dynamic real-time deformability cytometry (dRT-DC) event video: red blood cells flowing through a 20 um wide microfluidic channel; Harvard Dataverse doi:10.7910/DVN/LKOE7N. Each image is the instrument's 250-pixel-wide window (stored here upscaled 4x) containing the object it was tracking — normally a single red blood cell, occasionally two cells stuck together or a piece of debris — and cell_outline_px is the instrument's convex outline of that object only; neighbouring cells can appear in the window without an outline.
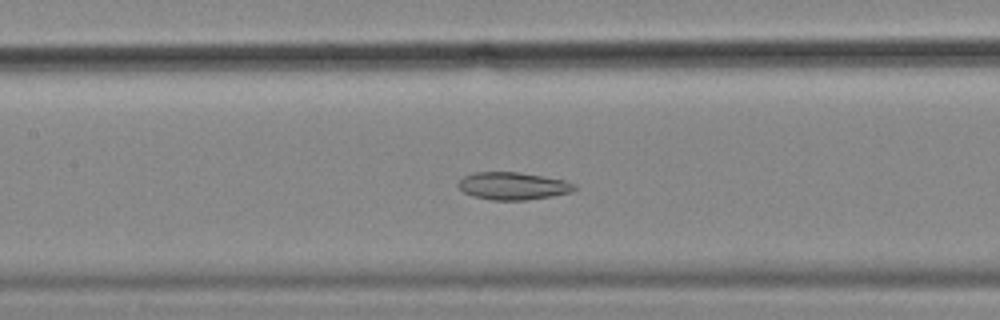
{"species": "common noctule bat (a hibernating species)", "species_latin": "Nyctalus noctula", "temperature_condition": "cold", "stored_images_in_passage": 58, "camera_frame_rate_fps": 3000, "um_per_image_px": 0.085, "animal": {"sex": "female", "body_mass_g": 18.4}, "frame": {"image": 1, "passage_image": 26, "time_ms": 8.333, "image_size_px": [1000, 320], "cell_outline_px": [[576, 188], [572, 192], [552, 196], [528, 200], [492, 200], [472, 196], [464, 192], [456, 184], [464, 176], [476, 172], [516, 172], [564, 180], [576, 184]], "centroid_in_image_um": [43.6, 15.81], "position_along_channel_um": 163.8, "area_um2": 18.55}}
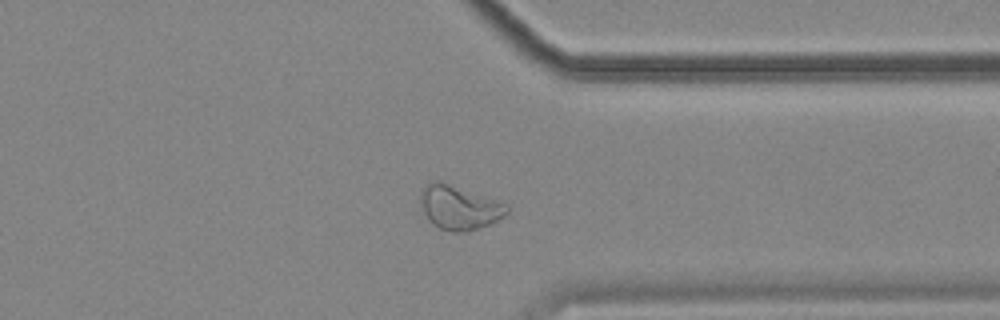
{"frame": {"image": 2, "passage_image": 44, "time_ms": 14.333, "image_size_px": [1000, 320], "cell_outline_px": [[508, 212], [504, 216], [488, 224], [468, 232], [452, 232], [440, 228], [432, 224], [428, 220], [424, 212], [420, 200], [420, 188], [432, 180], [440, 180], [508, 204]], "centroid_in_image_um": [38.99, 17.62], "position_along_channel_um": 372.4, "area_um2": 22.31}}
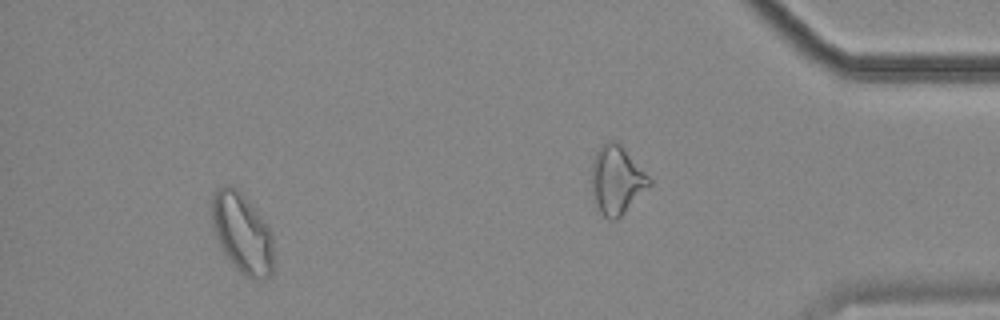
{"frame": {"image": 3, "passage_image": 53, "time_ms": 17.333, "image_size_px": [1000, 320], "cell_outline_px": [[272, 272], [268, 276], [252, 280], [240, 272], [224, 252], [216, 236], [212, 224], [212, 196], [216, 188], [224, 184], [232, 184], [240, 192], [268, 224], [272, 232]], "centroid_in_image_um": [20.58, 19.77], "position_along_channel_um": 414.6, "area_um2": 28.55}, "authors_computed_cell_mechanics": {"area_um2": 24.9985, "velocity_mm_per_s": 3.5055, "shape_relaxation_time_tau1_ms": null, "shape_relaxation_time_tau2_ms": 3.7356, "deformation_change_tau1": null, "deformation_change_tau2": 0.0904}}